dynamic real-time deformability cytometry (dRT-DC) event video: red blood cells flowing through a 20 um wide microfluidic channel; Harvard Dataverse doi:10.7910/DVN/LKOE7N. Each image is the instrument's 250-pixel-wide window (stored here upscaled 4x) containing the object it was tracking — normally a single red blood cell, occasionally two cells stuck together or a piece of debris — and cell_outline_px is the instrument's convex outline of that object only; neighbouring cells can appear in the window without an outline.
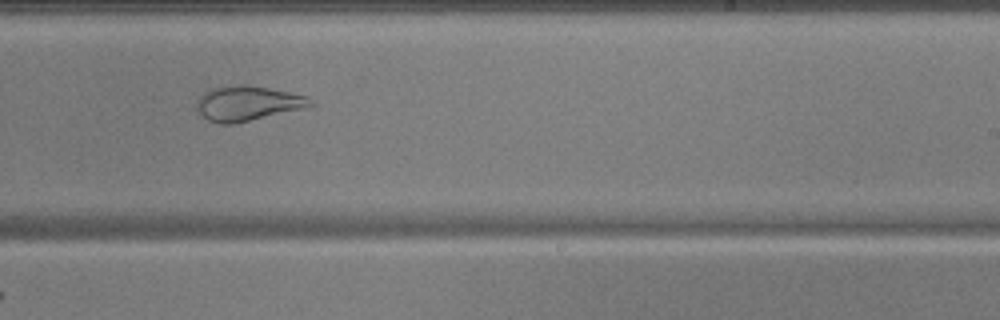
{"species": "common noctule bat (a hibernating species)", "species_latin": "Nyctalus noctula", "temperature_condition": "warm", "stored_images_in_passage": 35, "camera_frame_rate_fps": 3000, "um_per_image_px": 0.085, "animal": {"sex": "male", "body_mass_g": 17.9, "forearm_length_mm": 54.2}, "frame": {"image": 1, "passage_image": 16, "time_ms": 5.0, "image_size_px": [1000, 320], "cell_outline_px": [[316, 104], [312, 108], [232, 124], [220, 124], [208, 120], [196, 108], [196, 100], [204, 92], [212, 88], [232, 84], [248, 84], [308, 96]], "centroid_in_image_um": [21.12, 8.78], "position_along_channel_um": 267.9, "area_um2": 23.64}}